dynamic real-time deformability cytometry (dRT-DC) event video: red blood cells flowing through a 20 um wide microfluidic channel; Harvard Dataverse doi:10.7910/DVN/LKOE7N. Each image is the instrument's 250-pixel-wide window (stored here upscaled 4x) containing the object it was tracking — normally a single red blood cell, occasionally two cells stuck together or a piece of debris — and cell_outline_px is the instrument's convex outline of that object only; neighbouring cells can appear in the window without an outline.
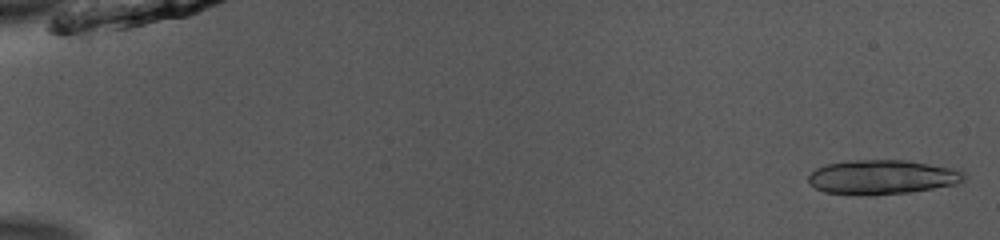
{"species": "common noctule bat (a hibernating species)", "species_latin": "Nyctalus noctula", "temperature_condition": "room temperature", "stored_images_in_passage": 36, "camera_frame_rate_fps": 3000, "um_per_image_px": 0.085, "animal": {"sex": "male", "body_mass_g": 13.0, "forearm_length_mm": 53.1}, "frame": {"image": 1, "passage_image": 1, "time_ms": 0.0, "image_size_px": [1000, 240], "cell_outline_px": [[968, 176], [964, 180], [956, 184], [908, 192], [876, 196], [856, 196], [824, 192], [808, 184], [808, 176], [816, 168], [828, 164], [848, 160], [904, 160], [952, 168], [964, 172]], "centroid_in_image_um": [74.94, 15.07], "position_along_channel_um": 10.1, "area_um2": 31.5}}
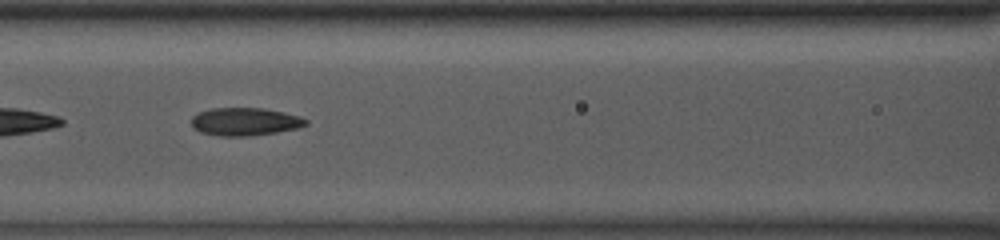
{"frame": {"image": 2, "passage_image": 24, "time_ms": 7.667, "image_size_px": [1000, 240], "cell_outline_px": [[308, 124], [300, 128], [276, 132], [248, 136], [220, 136], [200, 132], [192, 128], [192, 116], [200, 112], [212, 108], [264, 108], [284, 112], [300, 116], [308, 120]], "centroid_in_image_um": [20.84, 10.34], "position_along_channel_um": 145.8, "area_um2": 18.73}}
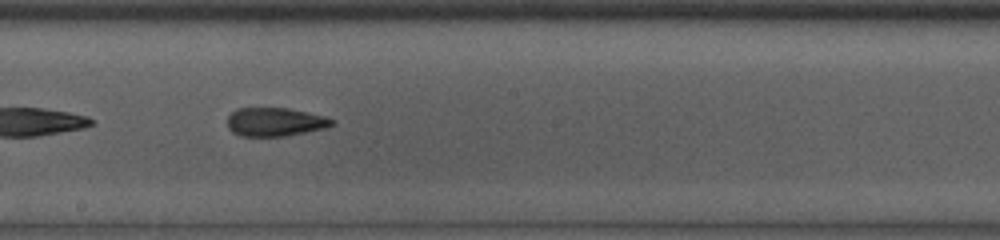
{"frame": {"image": 3, "passage_image": 30, "time_ms": 9.667, "image_size_px": [1000, 240], "cell_outline_px": [[336, 124], [328, 128], [284, 136], [240, 136], [232, 132], [228, 128], [228, 116], [236, 108], [288, 108], [324, 116], [336, 120]], "centroid_in_image_um": [23.41, 10.37], "position_along_channel_um": 224.8, "area_um2": 17.57}}